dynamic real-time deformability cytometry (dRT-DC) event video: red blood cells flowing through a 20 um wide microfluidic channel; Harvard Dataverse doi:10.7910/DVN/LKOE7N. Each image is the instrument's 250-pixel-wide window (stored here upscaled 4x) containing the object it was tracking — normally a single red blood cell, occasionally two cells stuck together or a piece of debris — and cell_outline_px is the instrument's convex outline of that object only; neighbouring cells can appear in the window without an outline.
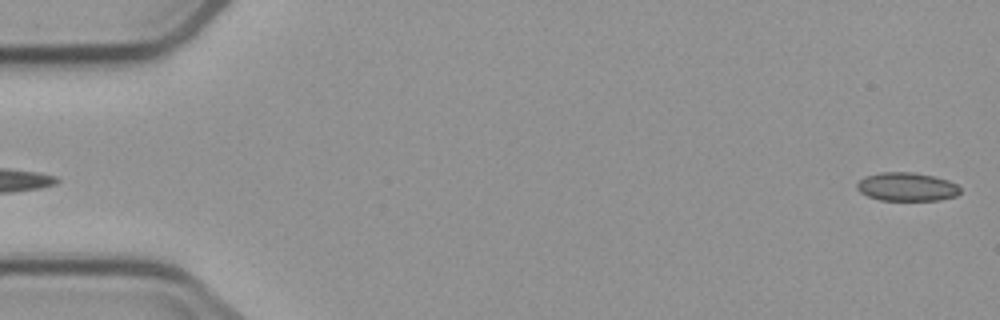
{"species": "common noctule bat (a hibernating species)", "species_latin": "Nyctalus noctula", "temperature_condition": "cold", "stored_images_in_passage": 6, "segment_of_instrument_passage": [2, 2], "camera_frame_rate_fps": 3000, "um_per_image_px": 0.085, "animal": {"sex": "male", "body_mass_g": 23.1, "forearm_length_mm": 52.7}, "frame": {"image": 1, "passage_image": 6, "time_ms": 6.333, "image_size_px": [1000, 320], "cell_outline_px": [[960, 192], [956, 196], [940, 200], [880, 200], [868, 196], [860, 192], [856, 188], [856, 184], [864, 176], [880, 172], [912, 172], [936, 176], [948, 180], [956, 184], [960, 188]], "centroid_in_image_um": [77.07, 15.87], "position_along_channel_um": 7.9, "area_um2": 17.28}}